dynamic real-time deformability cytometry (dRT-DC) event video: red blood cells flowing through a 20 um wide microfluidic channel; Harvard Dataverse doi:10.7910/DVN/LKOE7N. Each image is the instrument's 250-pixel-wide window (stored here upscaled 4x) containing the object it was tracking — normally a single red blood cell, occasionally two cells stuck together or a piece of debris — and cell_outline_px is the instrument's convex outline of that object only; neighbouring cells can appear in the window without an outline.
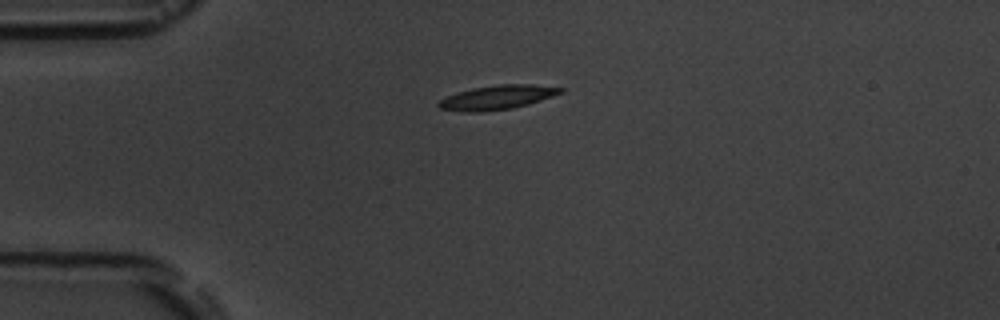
{"species": "common noctule bat (a hibernating species)", "species_latin": "Nyctalus noctula", "temperature_condition": "room temperature", "stored_images_in_passage": 2, "camera_frame_rate_fps": 3000, "um_per_image_px": 0.085, "animal": {"sex": "male", "body_mass_g": 19.5, "forearm_length_mm": 54.6}, "frame": {"image": 1, "passage_image": 1, "time_ms": 0.0, "image_size_px": [1000, 320], "cell_outline_px": [[564, 92], [528, 104], [512, 108], [484, 112], [464, 112], [440, 108], [436, 104], [440, 100], [456, 92], [472, 88], [500, 84], [532, 84], [564, 88]], "centroid_in_image_um": [42.26, 8.28], "position_along_channel_um": 42.7, "area_um2": 17.17}}